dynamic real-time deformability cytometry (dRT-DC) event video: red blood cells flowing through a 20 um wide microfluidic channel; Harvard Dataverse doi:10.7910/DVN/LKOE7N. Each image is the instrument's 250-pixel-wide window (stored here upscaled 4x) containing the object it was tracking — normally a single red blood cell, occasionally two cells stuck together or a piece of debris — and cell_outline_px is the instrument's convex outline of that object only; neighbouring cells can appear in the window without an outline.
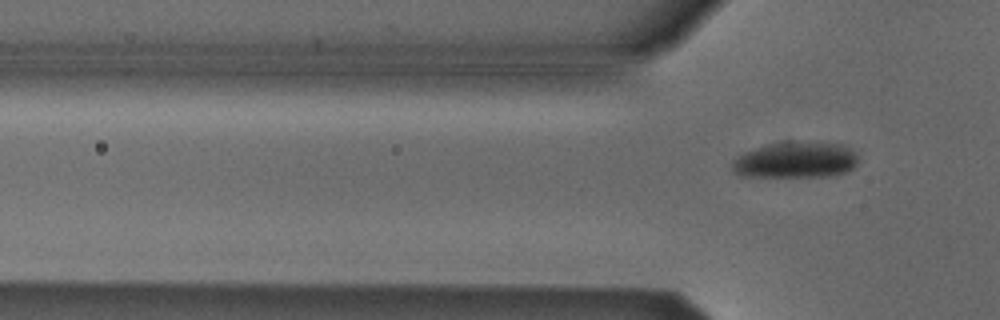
{"species": "Egyptian fruit bat (a non-hibernating species)", "species_latin": "Rousettus aegyptiacus", "temperature_condition": "cold", "stored_images_in_passage": 5, "segment_of_instrument_passage": [2, 2], "camera_frame_rate_fps": 3000, "um_per_image_px": 0.085, "animal": {"sex": "male"}, "frame": {"image": 1, "passage_image": 5, "time_ms": 1.333, "image_size_px": [1000, 320], "cell_outline_px": [[856, 164], [852, 168], [844, 172], [828, 176], [740, 176], [732, 168], [732, 160], [744, 152], [756, 148], [788, 140], [840, 144], [852, 152], [856, 156]], "centroid_in_image_um": [67.58, 13.59], "position_along_channel_um": 58.2, "area_um2": 26.13}}